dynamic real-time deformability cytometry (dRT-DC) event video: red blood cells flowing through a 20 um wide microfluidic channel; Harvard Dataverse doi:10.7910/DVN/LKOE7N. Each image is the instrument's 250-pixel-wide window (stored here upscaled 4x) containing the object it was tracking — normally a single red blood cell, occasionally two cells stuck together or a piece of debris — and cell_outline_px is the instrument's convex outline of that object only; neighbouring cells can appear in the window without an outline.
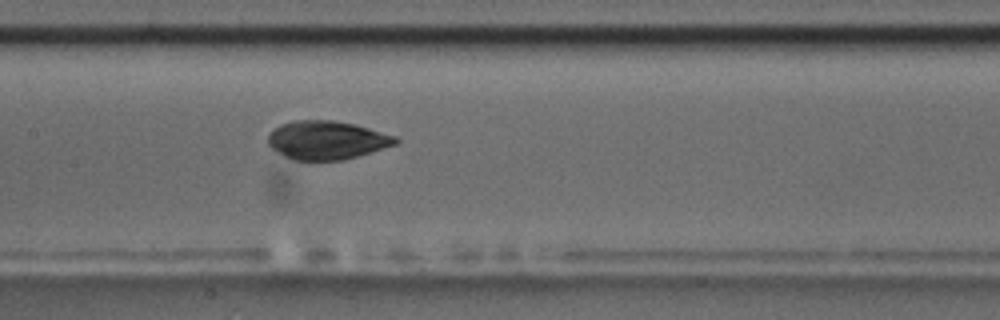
{"species": "common noctule bat (a hibernating species)", "species_latin": "Nyctalus noctula", "temperature_condition": "room temperature", "stored_images_in_passage": 8, "camera_frame_rate_fps": 3000, "um_per_image_px": 0.085, "animal": {"sex": "male", "body_mass_g": 17.5, "forearm_length_mm": 52.3}, "frame": {"image": 1, "passage_image": 8, "time_ms": 9.0, "image_size_px": [1000, 320], "cell_outline_px": [[400, 140], [396, 144], [344, 160], [292, 160], [276, 152], [268, 144], [268, 136], [280, 124], [292, 120], [332, 120], [356, 124], [396, 136]], "centroid_in_image_um": [27.77, 11.91], "position_along_channel_um": 179.6, "area_um2": 28.67}}